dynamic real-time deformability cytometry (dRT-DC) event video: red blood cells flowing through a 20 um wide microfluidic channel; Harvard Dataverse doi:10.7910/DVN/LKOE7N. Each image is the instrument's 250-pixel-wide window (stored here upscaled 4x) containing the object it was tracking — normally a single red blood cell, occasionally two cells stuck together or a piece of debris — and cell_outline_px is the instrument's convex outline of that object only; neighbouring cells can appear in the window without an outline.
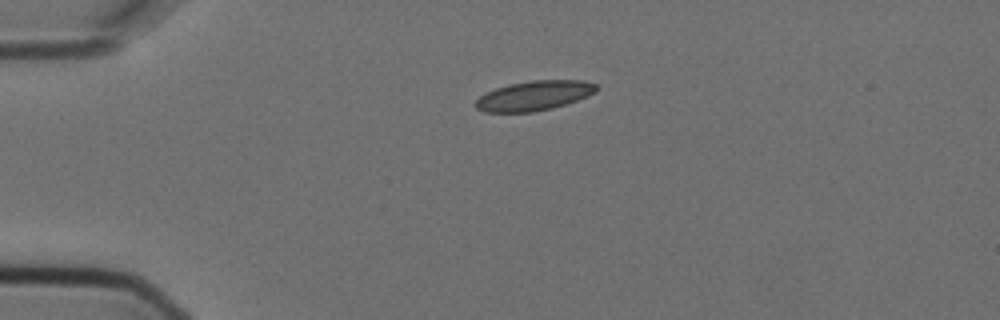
{"species": "Egyptian fruit bat (a non-hibernating species)", "species_latin": "Rousettus aegyptiacus", "temperature_condition": "cold", "stored_images_in_passage": 2, "camera_frame_rate_fps": 3000, "um_per_image_px": 0.085, "animal": {"sex": "female"}, "frame": {"image": 1, "passage_image": 1, "time_ms": 0.0, "image_size_px": [1000, 320], "cell_outline_px": [[600, 88], [596, 92], [588, 96], [552, 108], [532, 112], [484, 112], [476, 108], [476, 100], [480, 96], [496, 88], [508, 84], [532, 80], [584, 80], [596, 84]], "centroid_in_image_um": [45.43, 8.12], "position_along_channel_um": 39.6, "area_um2": 20.87}}